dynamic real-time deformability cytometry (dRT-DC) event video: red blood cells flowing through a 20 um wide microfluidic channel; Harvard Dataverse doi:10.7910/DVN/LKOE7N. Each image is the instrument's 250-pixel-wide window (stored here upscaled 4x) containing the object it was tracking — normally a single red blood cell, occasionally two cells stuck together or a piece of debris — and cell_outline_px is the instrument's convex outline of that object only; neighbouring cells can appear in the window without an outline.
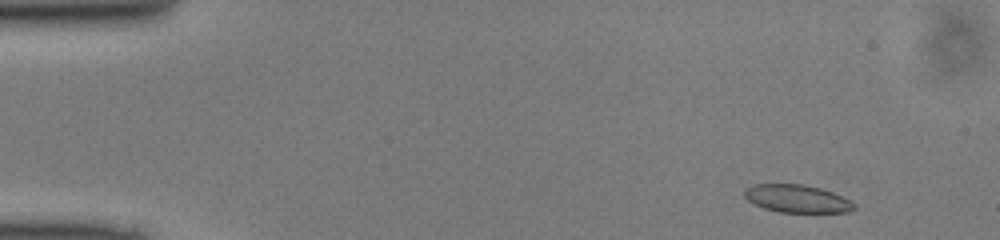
{"species": "common noctule bat (a hibernating species)", "species_latin": "Nyctalus noctula", "temperature_condition": "cold", "stored_images_in_passage": 46, "camera_frame_rate_fps": 3000, "um_per_image_px": 0.085, "animal": {"sex": "male", "body_mass_g": 13.0, "forearm_length_mm": 53.1}, "frame": {"image": 1, "passage_image": 2, "time_ms": 0.333, "image_size_px": [1000, 240], "cell_outline_px": [[856, 208], [848, 212], [780, 212], [764, 208], [748, 200], [744, 196], [744, 188], [752, 184], [804, 184], [820, 188], [832, 192], [856, 204]], "centroid_in_image_um": [67.72, 16.88], "position_along_channel_um": 17.3, "area_um2": 17.69}}
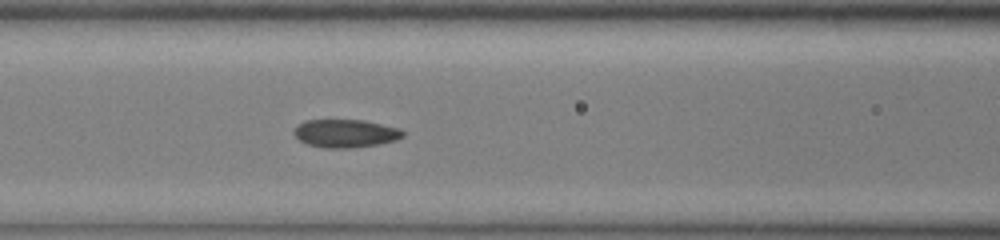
{"frame": {"image": 2, "passage_image": 18, "time_ms": 5.667, "image_size_px": [1000, 240], "cell_outline_px": [[404, 136], [396, 140], [380, 144], [352, 148], [324, 148], [308, 144], [300, 140], [292, 132], [296, 124], [304, 120], [364, 120], [400, 128], [404, 132]], "centroid_in_image_um": [29.36, 11.33], "position_along_channel_um": 137.2, "area_um2": 18.03}}
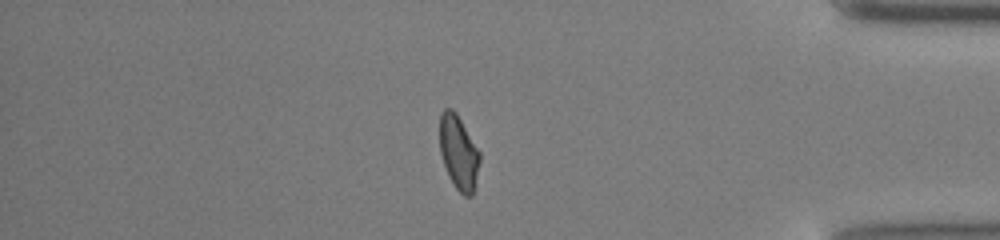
{"frame": {"image": 3, "passage_image": 39, "time_ms": 12.667, "image_size_px": [1000, 240], "cell_outline_px": [[480, 160], [472, 196], [464, 196], [456, 188], [448, 176], [440, 152], [440, 112], [444, 108], [452, 108], [456, 112], [480, 152]], "centroid_in_image_um": [38.97, 12.94], "position_along_channel_um": 396.2, "area_um2": 17.22}}